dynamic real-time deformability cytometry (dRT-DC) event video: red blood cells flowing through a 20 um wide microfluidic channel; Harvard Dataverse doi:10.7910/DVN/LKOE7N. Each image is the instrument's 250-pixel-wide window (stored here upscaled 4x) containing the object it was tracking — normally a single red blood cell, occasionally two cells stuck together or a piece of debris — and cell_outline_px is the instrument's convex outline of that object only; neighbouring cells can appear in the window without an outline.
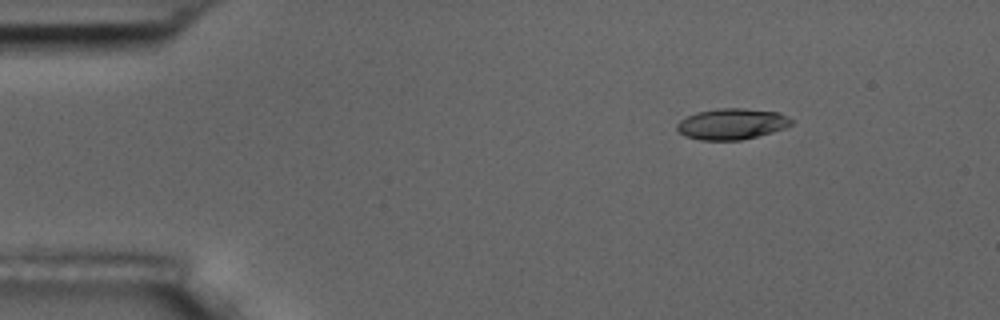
{"species": "common noctule bat (a hibernating species)", "species_latin": "Nyctalus noctula", "temperature_condition": "room temperature", "stored_images_in_passage": 5, "camera_frame_rate_fps": 3000, "um_per_image_px": 0.085, "animal": {"sex": "male", "body_mass_g": 17.5, "forearm_length_mm": 52.3}, "frame": {"image": 1, "passage_image": 1, "time_ms": 0.0, "image_size_px": [1000, 320], "cell_outline_px": [[792, 124], [784, 128], [772, 132], [740, 140], [700, 140], [684, 136], [676, 128], [676, 124], [680, 120], [696, 112], [716, 108], [744, 108], [780, 112], [788, 116], [792, 120]], "centroid_in_image_um": [62.19, 10.52], "position_along_channel_um": 22.8, "area_um2": 20.75}}
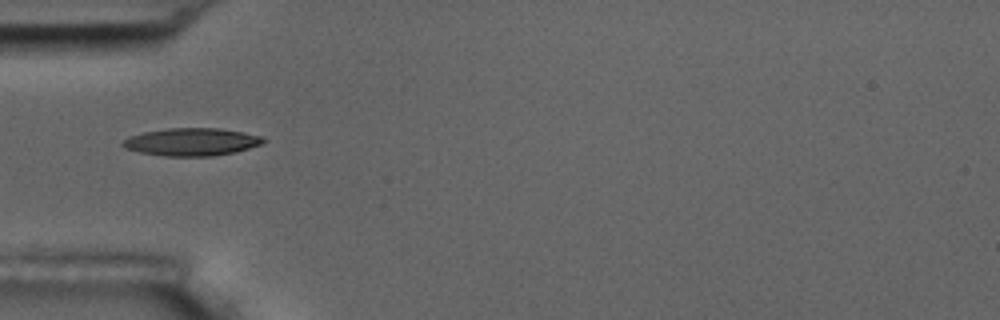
{"frame": {"image": 2, "passage_image": 4, "time_ms": 3.333, "image_size_px": [1000, 320], "cell_outline_px": [[264, 140], [260, 144], [236, 152], [212, 156], [164, 156], [140, 152], [124, 148], [120, 144], [128, 136], [144, 132], [168, 128], [220, 128], [244, 132], [260, 136]], "centroid_in_image_um": [16.24, 12.06], "position_along_channel_um": 68.8, "area_um2": 22.6}}